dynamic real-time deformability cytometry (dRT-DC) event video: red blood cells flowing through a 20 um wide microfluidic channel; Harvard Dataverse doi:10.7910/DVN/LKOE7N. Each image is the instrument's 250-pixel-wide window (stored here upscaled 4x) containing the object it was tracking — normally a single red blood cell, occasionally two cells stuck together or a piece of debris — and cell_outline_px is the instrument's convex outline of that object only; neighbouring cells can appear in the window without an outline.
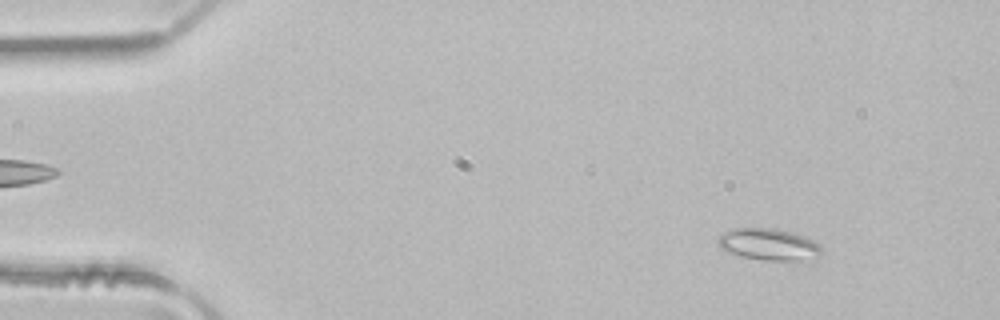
{"species": "common noctule bat (a hibernating species)", "species_latin": "Nyctalus noctula", "temperature_condition": "room temperature", "stored_images_in_passage": 3, "camera_frame_rate_fps": 3000, "um_per_image_px": 0.085, "animal": {"sex": "male", "body_mass_g": 21.5, "forearm_length_mm": 52.0}, "frame": {"image": 1, "passage_image": 1, "time_ms": 0.0, "image_size_px": [1000, 320], "cell_outline_px": [[824, 252], [820, 256], [800, 260], [760, 260], [740, 256], [724, 252], [720, 248], [716, 240], [724, 232], [732, 228], [772, 228], [792, 232], [808, 236], [820, 244]], "centroid_in_image_um": [65.35, 20.77], "position_along_channel_um": 19.7, "area_um2": 19.59}}